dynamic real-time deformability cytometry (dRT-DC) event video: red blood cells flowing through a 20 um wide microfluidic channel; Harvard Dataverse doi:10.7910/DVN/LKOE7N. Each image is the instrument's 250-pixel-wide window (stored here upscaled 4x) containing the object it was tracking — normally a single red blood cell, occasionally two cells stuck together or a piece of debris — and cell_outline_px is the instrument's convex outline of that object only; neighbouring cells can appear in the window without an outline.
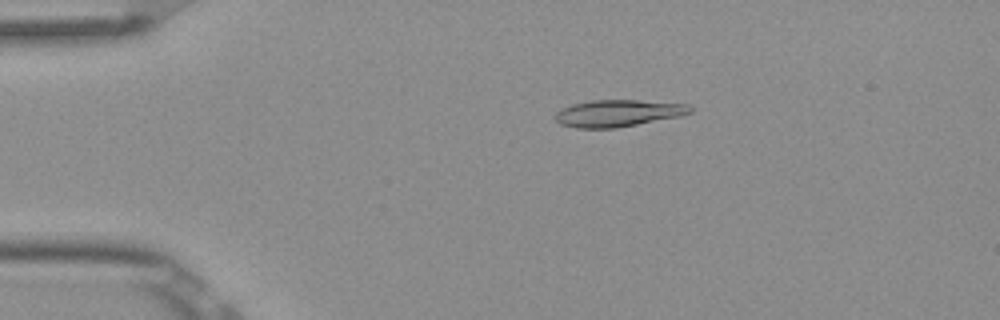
{"species": "Egyptian fruit bat (a non-hibernating species)", "species_latin": "Rousettus aegyptiacus", "temperature_condition": "room temperature", "stored_images_in_passage": 5, "camera_frame_rate_fps": 3000, "um_per_image_px": 0.085, "frame": {"image": 1, "passage_image": 3, "time_ms": 0.667, "image_size_px": [1000, 320], "cell_outline_px": [[692, 112], [680, 116], [616, 128], [576, 128], [560, 124], [552, 116], [556, 112], [572, 104], [592, 100], [636, 100], [688, 104], [692, 108]], "centroid_in_image_um": [52.51, 9.62], "position_along_channel_um": 32.5, "area_um2": 21.1}}
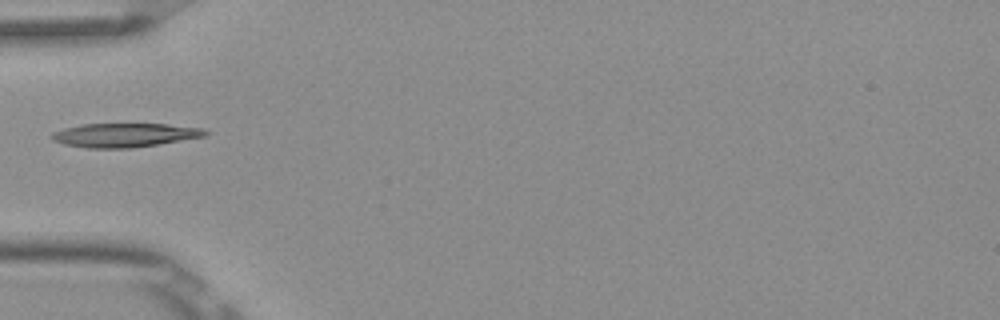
{"frame": {"image": 2, "passage_image": 5, "time_ms": 1.333, "image_size_px": [1000, 320], "cell_outline_px": [[208, 132], [204, 136], [160, 144], [132, 148], [88, 148], [64, 144], [52, 140], [48, 136], [52, 132], [64, 128], [84, 124], [168, 124], [204, 128]], "centroid_in_image_um": [10.56, 11.48], "position_along_channel_um": 74.4, "area_um2": 21.44}}